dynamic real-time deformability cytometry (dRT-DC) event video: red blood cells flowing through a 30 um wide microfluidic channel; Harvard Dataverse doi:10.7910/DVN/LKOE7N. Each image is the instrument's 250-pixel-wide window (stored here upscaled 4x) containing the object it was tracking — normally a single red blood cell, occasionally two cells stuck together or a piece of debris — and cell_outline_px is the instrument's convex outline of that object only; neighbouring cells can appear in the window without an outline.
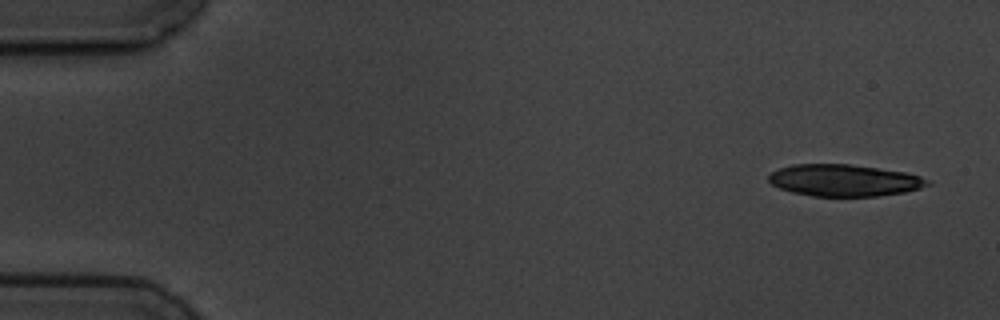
{"species": "common noctule bat (a hibernating species)", "species_latin": "Nyctalus noctula", "temperature_condition": "cold", "stored_images_in_passage": 4, "camera_frame_rate_fps": 3000, "um_per_image_px": 0.085, "animal": {"sex": "male", "body_mass_g": 19.5, "forearm_length_mm": 54.6}, "frame": {"image": 1, "passage_image": 1, "time_ms": 0.0, "image_size_px": [1000, 320], "cell_outline_px": [[932, 184], [920, 188], [904, 192], [876, 196], [812, 196], [792, 192], [780, 188], [772, 184], [768, 180], [768, 176], [772, 172], [780, 168], [792, 164], [848, 164], [904, 172], [920, 176], [928, 180]], "centroid_in_image_um": [71.74, 15.33], "position_along_channel_um": 13.3, "area_um2": 29.25}}